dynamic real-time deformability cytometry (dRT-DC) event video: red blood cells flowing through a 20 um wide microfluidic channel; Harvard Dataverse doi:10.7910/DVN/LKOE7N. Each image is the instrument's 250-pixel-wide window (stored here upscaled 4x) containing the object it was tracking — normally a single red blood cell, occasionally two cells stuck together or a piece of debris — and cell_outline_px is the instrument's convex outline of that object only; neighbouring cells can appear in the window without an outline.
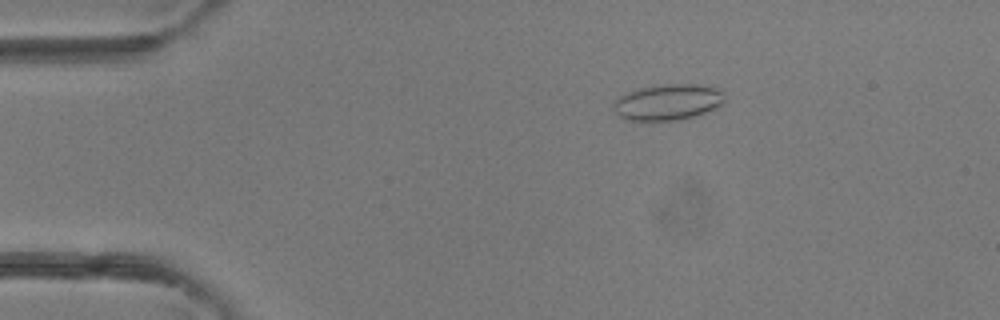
{"species": "common noctule bat (a hibernating species)", "species_latin": "Nyctalus noctula", "temperature_condition": "room temperature", "stored_images_in_passage": 3, "camera_frame_rate_fps": 3000, "um_per_image_px": 0.085, "animal": {"sex": "female"}, "frame": {"image": 1, "passage_image": 1, "time_ms": 0.0, "image_size_px": [1000, 320], "cell_outline_px": [[724, 100], [716, 108], [680, 120], [640, 124], [624, 120], [612, 108], [612, 104], [620, 96], [628, 92], [640, 88], [664, 84], [696, 84], [720, 88], [724, 92]], "centroid_in_image_um": [56.71, 8.73], "position_along_channel_um": 28.3, "area_um2": 24.04}}